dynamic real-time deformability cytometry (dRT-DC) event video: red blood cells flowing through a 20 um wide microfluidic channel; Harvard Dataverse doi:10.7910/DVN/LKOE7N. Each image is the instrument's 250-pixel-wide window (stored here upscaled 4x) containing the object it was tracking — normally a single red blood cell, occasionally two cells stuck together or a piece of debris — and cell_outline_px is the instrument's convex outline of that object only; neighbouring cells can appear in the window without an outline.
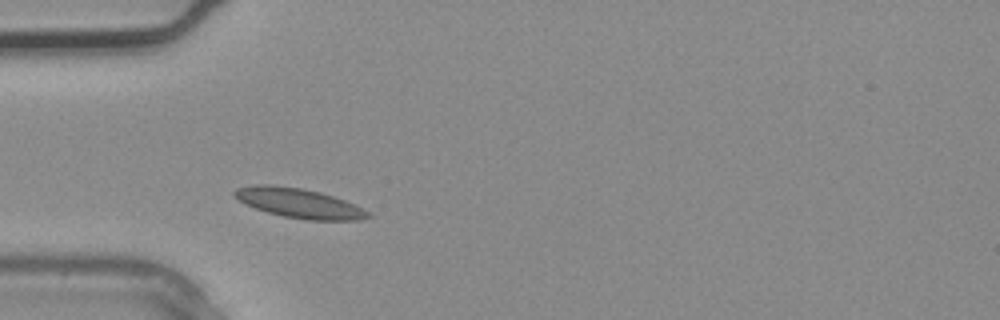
{"species": "common noctule bat (a hibernating species)", "species_latin": "Nyctalus noctula", "temperature_condition": "warm", "stored_images_in_passage": 4, "camera_frame_rate_fps": 3000, "um_per_image_px": 0.085, "animal": {"sex": "male", "body_mass_g": 20.4}, "frame": {"image": 1, "passage_image": 3, "time_ms": 0.667, "image_size_px": [1000, 320], "cell_outline_px": [[372, 216], [360, 220], [308, 220], [284, 216], [268, 212], [256, 208], [232, 196], [232, 192], [236, 188], [252, 184], [268, 184], [300, 188], [320, 192], [344, 200], [372, 212]], "centroid_in_image_um": [25.43, 17.26], "position_along_channel_um": 59.6, "area_um2": 22.95}}
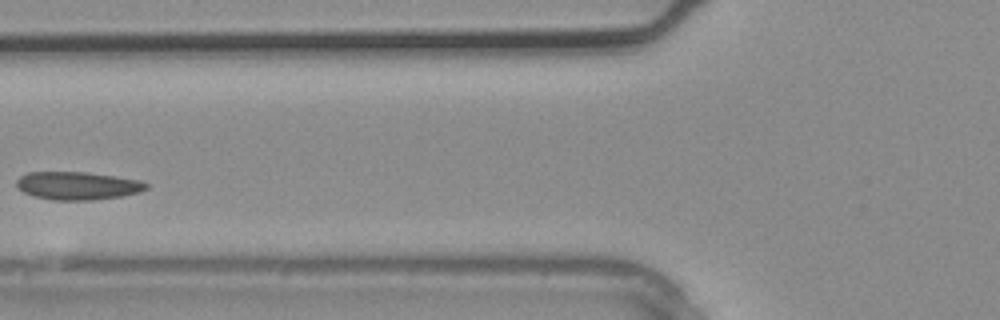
{"frame": {"image": 2, "passage_image": 4, "time_ms": 1.0, "image_size_px": [1000, 320], "cell_outline_px": [[148, 188], [140, 192], [120, 196], [92, 200], [52, 200], [32, 196], [16, 188], [16, 180], [20, 176], [28, 172], [84, 172], [140, 180], [148, 184]], "centroid_in_image_um": [6.55, 15.79], "position_along_channel_um": 119.2, "area_um2": 21.15}}